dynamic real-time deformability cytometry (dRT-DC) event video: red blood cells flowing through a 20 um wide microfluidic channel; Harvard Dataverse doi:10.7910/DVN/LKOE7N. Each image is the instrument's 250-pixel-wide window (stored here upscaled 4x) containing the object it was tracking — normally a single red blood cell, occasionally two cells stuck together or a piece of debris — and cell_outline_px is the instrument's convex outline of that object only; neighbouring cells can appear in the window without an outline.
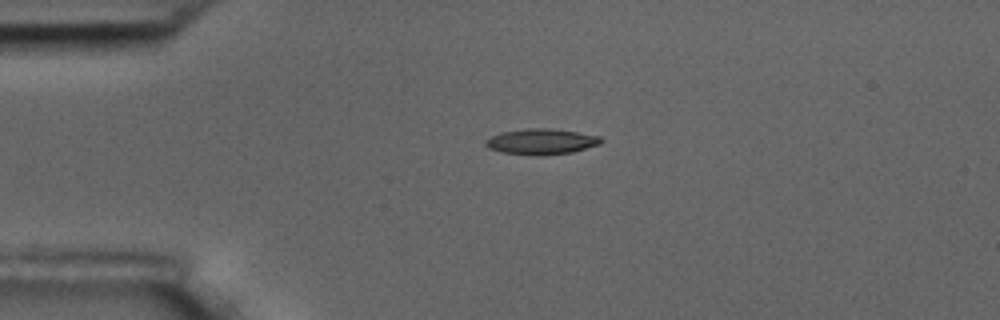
{"species": "common noctule bat (a hibernating species)", "species_latin": "Nyctalus noctula", "temperature_condition": "room temperature", "stored_images_in_passage": 4, "camera_frame_rate_fps": 3000, "um_per_image_px": 0.085, "animal": {"sex": "male", "body_mass_g": 17.5, "forearm_length_mm": 52.3}, "frame": {"image": 1, "passage_image": 3, "time_ms": 2.333, "image_size_px": [1000, 320], "cell_outline_px": [[604, 140], [600, 144], [572, 152], [500, 152], [488, 148], [484, 144], [484, 140], [500, 132], [528, 128], [548, 128], [576, 132], [600, 136]], "centroid_in_image_um": [46.0, 11.97], "position_along_channel_um": 39.0, "area_um2": 16.3}}